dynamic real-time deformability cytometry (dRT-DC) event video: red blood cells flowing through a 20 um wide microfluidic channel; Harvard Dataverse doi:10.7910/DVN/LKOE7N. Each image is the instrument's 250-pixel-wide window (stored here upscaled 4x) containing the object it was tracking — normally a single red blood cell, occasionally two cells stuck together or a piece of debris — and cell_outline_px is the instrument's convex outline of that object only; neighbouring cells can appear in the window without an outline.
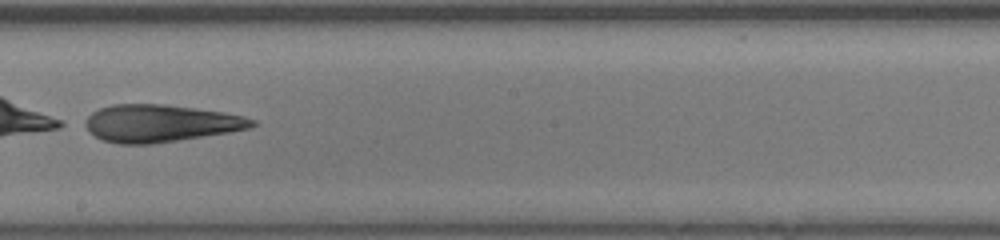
{"species": "human", "species_latin": "Homo sapiens", "temperature_condition": "room temperature", "stored_images_in_passage": 34, "camera_frame_rate_fps": 3000, "um_per_image_px": 0.085, "donor": {"sex": "male"}, "frame": {"image": 1, "passage_image": 17, "time_ms": 5.333, "image_size_px": [1000, 240], "cell_outline_px": [[256, 124], [248, 128], [228, 132], [152, 144], [116, 144], [104, 140], [96, 136], [80, 124], [92, 112], [100, 108], [112, 104], [164, 104], [224, 112], [244, 116], [256, 120]], "centroid_in_image_um": [13.57, 10.47], "position_along_channel_um": 234.6, "area_um2": 36.24}}